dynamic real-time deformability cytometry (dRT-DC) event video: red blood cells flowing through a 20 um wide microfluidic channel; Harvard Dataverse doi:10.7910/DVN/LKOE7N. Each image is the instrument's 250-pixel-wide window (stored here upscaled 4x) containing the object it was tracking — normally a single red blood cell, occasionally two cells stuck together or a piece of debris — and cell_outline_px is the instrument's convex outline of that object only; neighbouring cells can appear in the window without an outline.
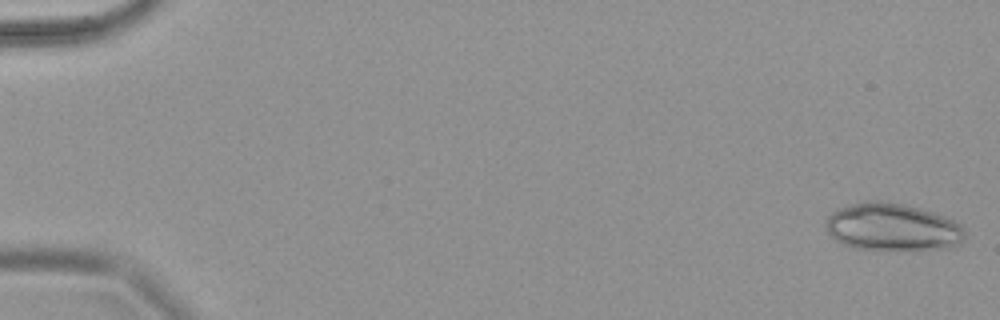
{"species": "common noctule bat (a hibernating species)", "species_latin": "Nyctalus noctula", "temperature_condition": "warm", "stored_images_in_passage": 7, "camera_frame_rate_fps": 3000, "um_per_image_px": 0.085, "animal": {"sex": "female", "body_mass_g": 18.4}, "frame": {"image": 1, "passage_image": 1, "time_ms": 0.0, "image_size_px": [1000, 320], "cell_outline_px": [[964, 236], [960, 244], [956, 248], [856, 248], [844, 244], [836, 240], [828, 232], [824, 224], [828, 216], [832, 212], [848, 204], [868, 200], [880, 200], [904, 204], [932, 212], [944, 216], [960, 224], [964, 232]], "centroid_in_image_um": [75.83, 19.27], "position_along_channel_um": 9.2, "area_um2": 37.97}}